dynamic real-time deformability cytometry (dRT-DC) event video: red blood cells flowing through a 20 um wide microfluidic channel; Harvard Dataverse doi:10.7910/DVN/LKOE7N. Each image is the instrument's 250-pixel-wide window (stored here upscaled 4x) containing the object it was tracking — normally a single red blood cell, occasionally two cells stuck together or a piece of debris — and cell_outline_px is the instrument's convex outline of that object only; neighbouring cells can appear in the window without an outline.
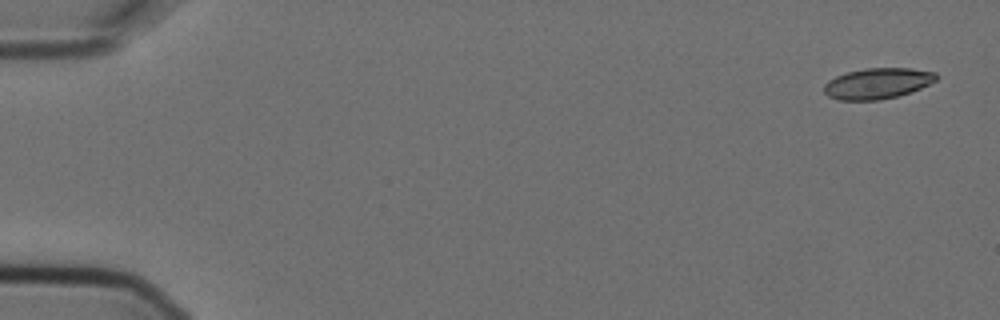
{"species": "Egyptian fruit bat (a non-hibernating species)", "species_latin": "Rousettus aegyptiacus", "temperature_condition": "cold", "stored_images_in_passage": 6, "camera_frame_rate_fps": 3000, "um_per_image_px": 0.085, "animal": {"sex": "female"}, "frame": {"image": 1, "passage_image": 1, "time_ms": 0.0, "image_size_px": [1000, 320], "cell_outline_px": [[940, 76], [936, 80], [912, 92], [880, 100], [836, 100], [828, 96], [824, 92], [824, 84], [828, 80], [836, 76], [848, 72], [864, 68], [912, 68], [936, 72]], "centroid_in_image_um": [74.59, 7.09], "position_along_channel_um": 10.4, "area_um2": 20.29}}
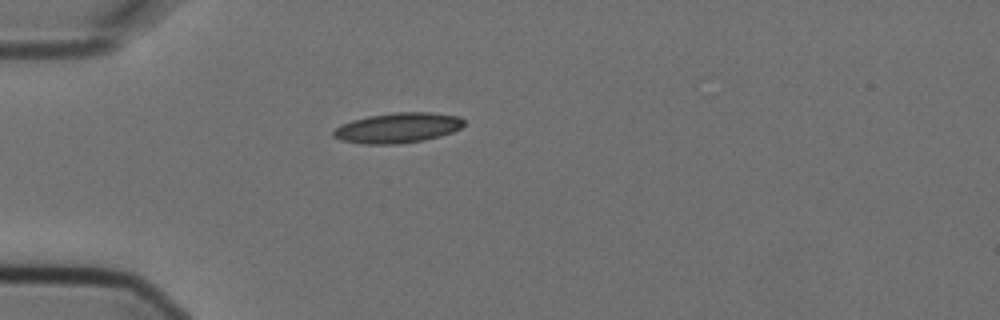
{"frame": {"image": 2, "passage_image": 5, "time_ms": 1.333, "image_size_px": [1000, 320], "cell_outline_px": [[464, 124], [460, 128], [452, 132], [440, 136], [424, 140], [396, 144], [364, 144], [340, 140], [332, 136], [332, 132], [340, 124], [352, 120], [368, 116], [396, 112], [432, 112], [460, 116], [464, 120]], "centroid_in_image_um": [33.8, 10.86], "position_along_channel_um": 51.2, "area_um2": 23.06}}